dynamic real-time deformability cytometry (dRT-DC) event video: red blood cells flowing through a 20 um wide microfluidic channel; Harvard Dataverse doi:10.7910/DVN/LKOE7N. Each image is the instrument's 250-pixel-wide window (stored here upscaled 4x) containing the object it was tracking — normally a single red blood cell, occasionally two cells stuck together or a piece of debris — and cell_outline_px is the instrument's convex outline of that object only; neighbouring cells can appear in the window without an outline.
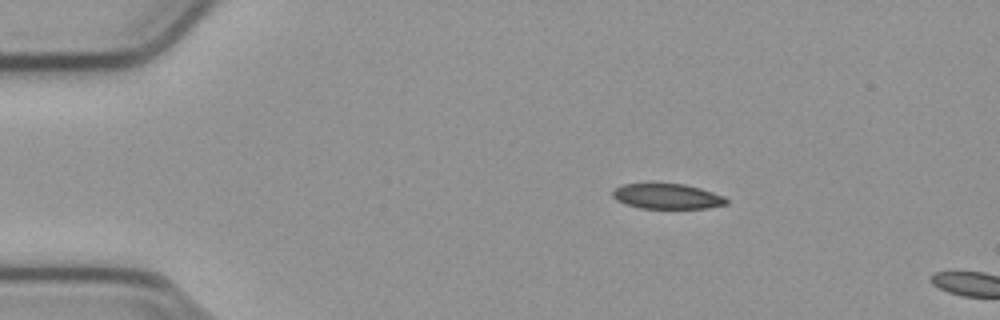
{"species": "common noctule bat (a hibernating species)", "species_latin": "Nyctalus noctula", "temperature_condition": "cold", "stored_images_in_passage": 4, "camera_frame_rate_fps": 3000, "um_per_image_px": 0.085, "animal": {"sex": "male", "body_mass_g": 23.1, "forearm_length_mm": 52.7}, "frame": {"image": 1, "passage_image": 1, "time_ms": 0.0, "image_size_px": [1000, 320], "cell_outline_px": [[728, 204], [708, 208], [640, 208], [616, 200], [612, 196], [612, 192], [616, 188], [624, 184], [684, 184], [700, 188], [724, 196], [728, 200]], "centroid_in_image_um": [56.74, 16.69], "position_along_channel_um": 28.3, "area_um2": 16.53}}